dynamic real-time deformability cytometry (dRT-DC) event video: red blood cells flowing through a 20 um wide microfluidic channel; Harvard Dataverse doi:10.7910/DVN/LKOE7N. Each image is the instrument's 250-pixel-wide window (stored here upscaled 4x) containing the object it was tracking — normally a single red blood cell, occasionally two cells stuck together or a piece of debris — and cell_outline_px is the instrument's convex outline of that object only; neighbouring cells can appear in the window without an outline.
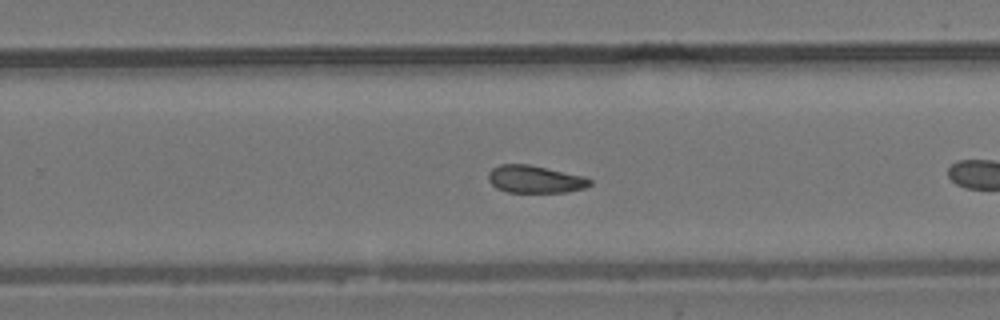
{"species": "common noctule bat (a hibernating species)", "species_latin": "Nyctalus noctula", "temperature_condition": "room temperature", "stored_images_in_passage": 37, "camera_frame_rate_fps": 3000, "um_per_image_px": 0.085, "animal": {"sex": "male", "body_mass_g": 19.2, "forearm_length_mm": 51.8}, "frame": {"image": 1, "passage_image": 16, "time_ms": 5.0, "image_size_px": [1000, 320], "cell_outline_px": [[592, 184], [584, 188], [564, 192], [508, 192], [496, 188], [488, 180], [488, 172], [492, 168], [500, 164], [528, 164], [584, 176], [592, 180]], "centroid_in_image_um": [45.46, 15.23], "position_along_channel_um": 284.3, "area_um2": 16.24}}
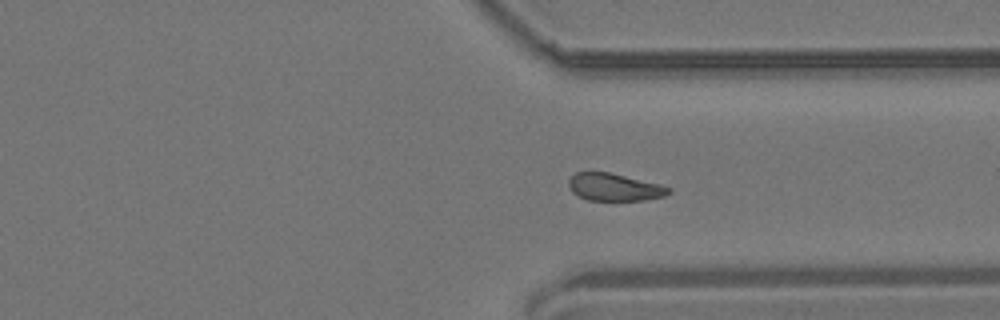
{"frame": {"image": 2, "passage_image": 22, "time_ms": 7.0, "image_size_px": [1000, 320], "cell_outline_px": [[672, 192], [664, 196], [644, 200], [588, 200], [572, 192], [568, 184], [568, 180], [576, 172], [608, 172], [660, 184], [672, 188]], "centroid_in_image_um": [52.24, 15.91], "position_along_channel_um": 359.2, "area_um2": 15.9}, "authors_computed_cell_mechanics": {"area_um2": 17.051, "velocity_mm_per_s": 3.7255, "shape_relaxation_time_tau1_ms": 2.2871, "shape_relaxation_time_tau2_ms": 1.2181, "deformation_change_tau1": 0.0837, "deformation_change_tau2": 0.0647}}